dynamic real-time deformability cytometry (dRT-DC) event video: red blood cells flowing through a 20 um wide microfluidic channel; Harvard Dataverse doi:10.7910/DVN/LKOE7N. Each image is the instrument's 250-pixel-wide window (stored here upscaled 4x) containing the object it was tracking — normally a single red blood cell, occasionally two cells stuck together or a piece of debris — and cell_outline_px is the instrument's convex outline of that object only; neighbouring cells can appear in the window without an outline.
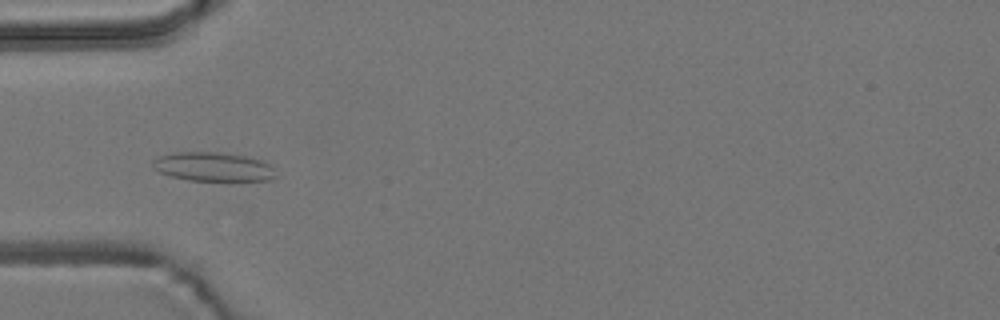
{"species": "common noctule bat (a hibernating species)", "species_latin": "Nyctalus noctula", "temperature_condition": "room temperature", "stored_images_in_passage": 5, "camera_frame_rate_fps": 3000, "um_per_image_px": 0.085, "animal": {"sex": "male", "body_mass_g": 19.2, "forearm_length_mm": 51.8}, "frame": {"image": 1, "passage_image": 3, "time_ms": 0.667, "image_size_px": [1000, 320], "cell_outline_px": [[276, 176], [272, 180], [228, 184], [188, 180], [172, 176], [160, 172], [152, 168], [152, 160], [156, 156], [172, 152], [216, 152], [248, 156], [264, 160], [272, 168]], "centroid_in_image_um": [18.16, 14.23], "position_along_channel_um": 66.8, "area_um2": 22.08}}